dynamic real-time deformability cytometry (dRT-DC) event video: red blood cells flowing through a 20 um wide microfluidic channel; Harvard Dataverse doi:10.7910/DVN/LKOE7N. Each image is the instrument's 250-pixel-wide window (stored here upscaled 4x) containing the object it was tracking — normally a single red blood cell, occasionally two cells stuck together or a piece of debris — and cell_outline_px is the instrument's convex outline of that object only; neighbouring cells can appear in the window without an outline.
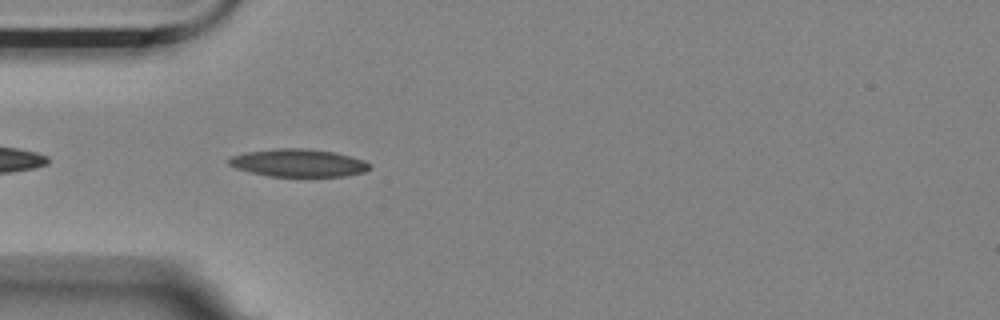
{"species": "Egyptian fruit bat (a non-hibernating species)", "species_latin": "Rousettus aegyptiacus", "temperature_condition": "room temperature", "stored_images_in_passage": 35, "camera_frame_rate_fps": 3000, "um_per_image_px": 0.085, "animal": {"sex": "female"}, "frame": {"image": 1, "passage_image": 4, "time_ms": 1.0, "image_size_px": [1000, 320], "cell_outline_px": [[372, 168], [364, 172], [344, 176], [268, 176], [236, 168], [228, 164], [228, 160], [232, 156], [244, 152], [276, 148], [304, 148], [332, 152], [364, 160], [372, 164]], "centroid_in_image_um": [25.37, 13.84], "position_along_channel_um": 59.6, "area_um2": 22.66}}
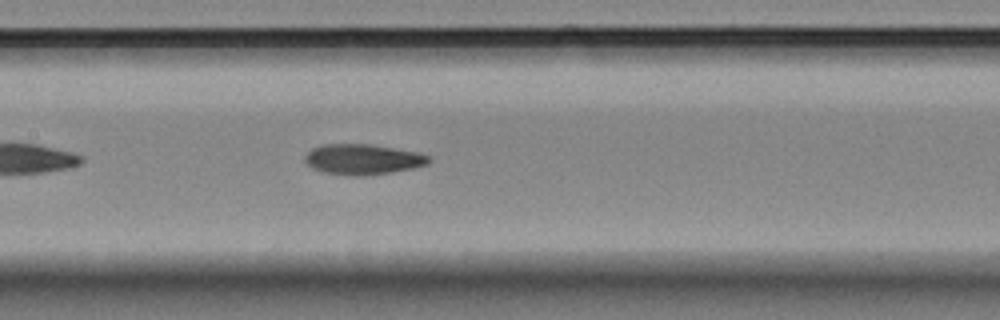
{"frame": {"image": 2, "passage_image": 14, "time_ms": 4.333, "image_size_px": [1000, 320], "cell_outline_px": [[432, 160], [428, 164], [412, 168], [364, 176], [352, 176], [324, 172], [312, 168], [304, 160], [304, 156], [312, 148], [324, 144], [368, 144], [416, 152], [428, 156]], "centroid_in_image_um": [30.8, 13.54], "position_along_channel_um": 176.6, "area_um2": 21.73}}
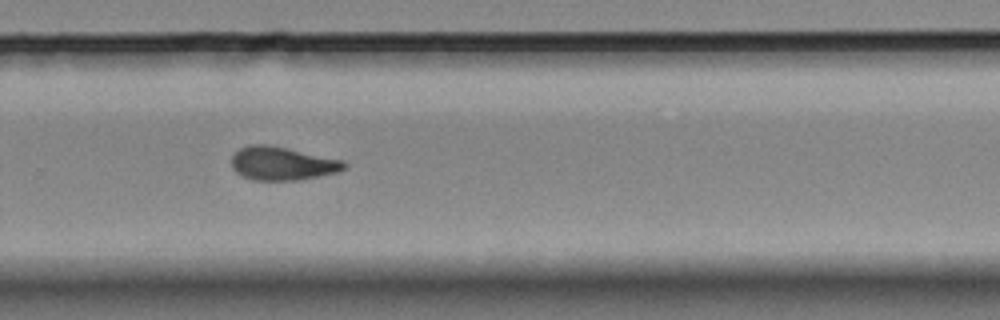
{"frame": {"image": 3, "passage_image": 25, "time_ms": 8.0, "image_size_px": [1000, 320], "cell_outline_px": [[348, 168], [340, 172], [300, 180], [252, 180], [236, 172], [232, 168], [232, 156], [240, 148], [248, 144], [268, 144], [288, 148], [344, 160], [348, 164]], "centroid_in_image_um": [24.04, 13.89], "position_along_channel_um": 305.8, "area_um2": 22.25}, "authors_computed_cell_mechanics": {"area_um2": 21.7328, "velocity_mm_per_s": 3.5419, "shape_relaxation_time_tau1_ms": null, "shape_relaxation_time_tau2_ms": 4.2039, "deformation_change_tau1": null, "deformation_change_tau2": 0.1071}}